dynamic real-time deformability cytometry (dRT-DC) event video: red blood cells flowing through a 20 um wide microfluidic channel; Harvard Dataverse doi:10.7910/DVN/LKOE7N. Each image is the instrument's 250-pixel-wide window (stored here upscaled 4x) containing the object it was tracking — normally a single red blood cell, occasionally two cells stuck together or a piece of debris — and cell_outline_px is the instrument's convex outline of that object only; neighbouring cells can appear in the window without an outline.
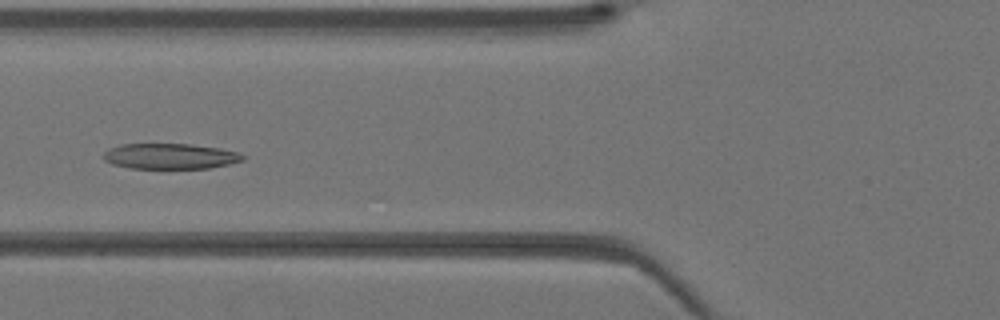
{"species": "Egyptian fruit bat (a non-hibernating species)", "species_latin": "Rousettus aegyptiacus", "temperature_condition": "warm", "stored_images_in_passage": 42, "camera_frame_rate_fps": 3000, "um_per_image_px": 0.085, "animal": {"sex": "female"}, "frame": {"image": 1, "passage_image": 17, "time_ms": 5.333, "image_size_px": [1000, 320], "cell_outline_px": [[248, 156], [244, 160], [228, 164], [208, 168], [128, 168], [112, 164], [104, 160], [104, 152], [108, 148], [120, 144], [188, 144], [220, 148], [240, 152]], "centroid_in_image_um": [14.48, 13.27], "position_along_channel_um": 111.3, "area_um2": 20.87}}
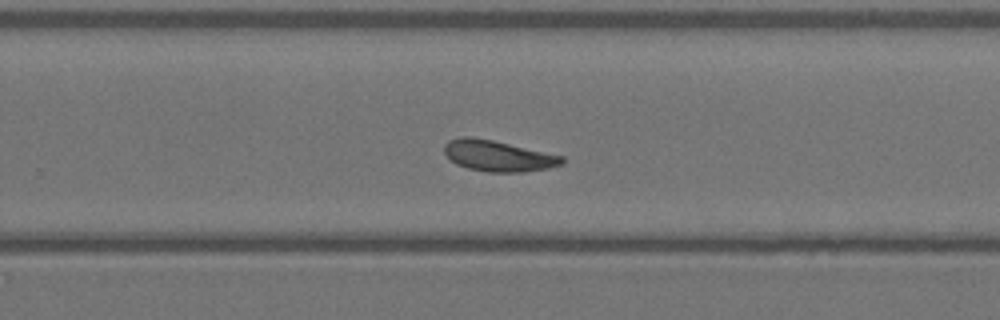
{"frame": {"image": 2, "passage_image": 28, "time_ms": 9.0, "image_size_px": [1000, 320], "cell_outline_px": [[564, 164], [548, 168], [520, 172], [488, 172], [468, 168], [456, 164], [444, 152], [444, 144], [448, 140], [460, 136], [472, 136], [492, 140], [564, 156]], "centroid_in_image_um": [42.32, 13.24], "position_along_channel_um": 287.5, "area_um2": 21.21}}
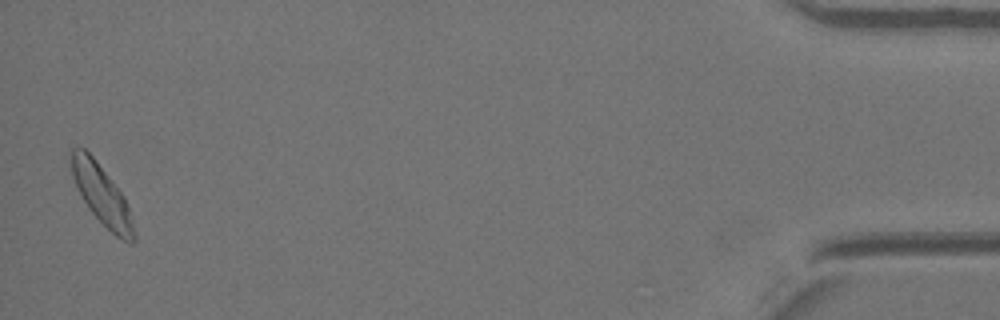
{"frame": {"image": 3, "passage_image": 42, "time_ms": 13.667, "image_size_px": [1000, 320], "cell_outline_px": [[136, 240], [132, 244], [128, 244], [120, 240], [88, 208], [72, 176], [68, 152], [72, 148], [84, 148], [92, 156], [112, 180], [124, 196], [128, 208], [136, 236]], "centroid_in_image_um": [8.64, 16.56], "position_along_channel_um": 426.6, "area_um2": 21.56}}